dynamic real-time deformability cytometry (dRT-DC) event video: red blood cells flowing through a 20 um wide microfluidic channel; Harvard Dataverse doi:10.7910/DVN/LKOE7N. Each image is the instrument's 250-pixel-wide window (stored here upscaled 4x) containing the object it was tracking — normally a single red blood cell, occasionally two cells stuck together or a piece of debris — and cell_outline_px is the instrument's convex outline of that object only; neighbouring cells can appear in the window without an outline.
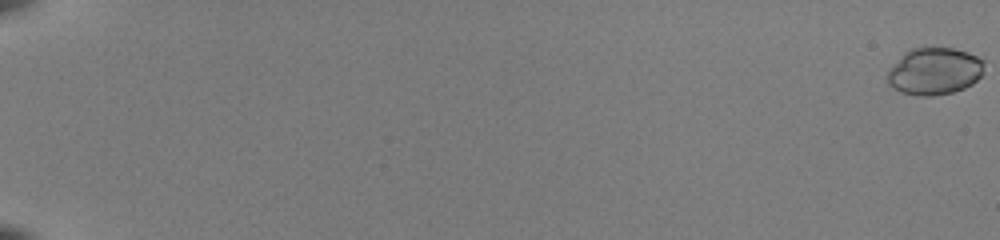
{"species": "common noctule bat (a hibernating species)", "species_latin": "Nyctalus noctula", "temperature_condition": "room temperature", "stored_images_in_passage": 55, "camera_frame_rate_fps": 3000, "um_per_image_px": 0.085, "animal": {"sex": "female", "body_mass_g": 22.0, "forearm_length_mm": 56.7}, "frame": {"image": 1, "passage_image": 1, "time_ms": 0.0, "image_size_px": [1000, 240], "cell_outline_px": [[984, 60], [980, 76], [972, 84], [964, 88], [952, 92], [932, 96], [916, 96], [900, 92], [888, 84], [888, 72], [904, 52], [912, 48], [952, 48], [968, 52]], "centroid_in_image_um": [79.42, 6.06], "position_along_channel_um": 5.6, "area_um2": 26.36}}
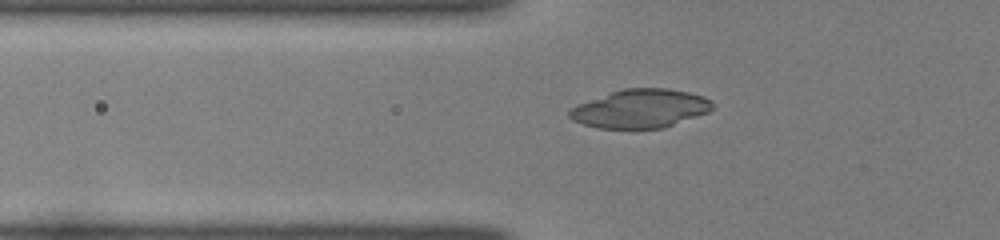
{"frame": {"image": 2, "passage_image": 23, "time_ms": 7.333, "image_size_px": [1000, 240], "cell_outline_px": [[712, 108], [708, 112], [664, 128], [600, 128], [584, 124], [572, 120], [568, 116], [568, 112], [572, 108], [580, 104], [612, 92], [624, 88], [668, 88], [688, 92], [704, 96], [712, 100]], "centroid_in_image_um": [54.47, 9.23], "position_along_channel_um": 71.3, "area_um2": 31.79}}
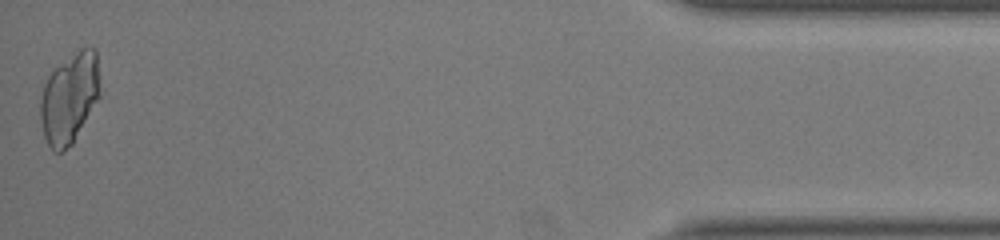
{"frame": {"image": 3, "passage_image": 55, "time_ms": 18.0, "image_size_px": [1000, 240], "cell_outline_px": [[100, 96], [72, 144], [60, 152], [52, 152], [44, 136], [40, 120], [40, 100], [44, 84], [48, 76], [56, 68], [80, 48], [96, 48]], "centroid_in_image_um": [5.89, 8.36], "position_along_channel_um": 429.3, "area_um2": 31.1}}